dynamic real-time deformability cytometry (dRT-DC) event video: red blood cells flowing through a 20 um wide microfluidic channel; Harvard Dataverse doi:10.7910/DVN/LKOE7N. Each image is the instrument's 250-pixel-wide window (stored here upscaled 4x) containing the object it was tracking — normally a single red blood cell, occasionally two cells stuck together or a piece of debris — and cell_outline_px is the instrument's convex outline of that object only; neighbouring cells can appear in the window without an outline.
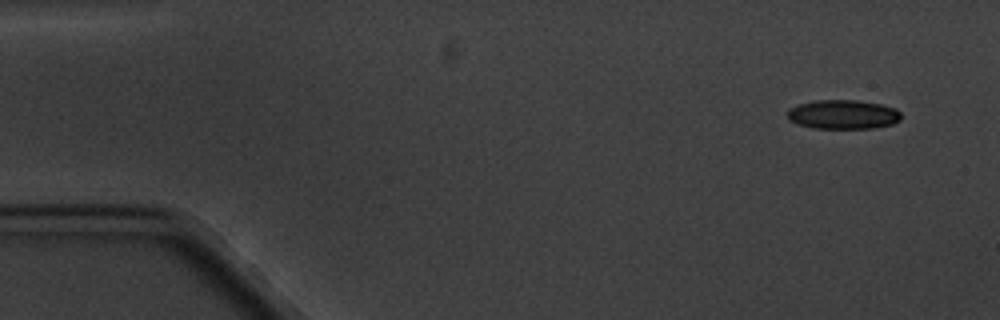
{"species": "common noctule bat (a hibernating species)", "species_latin": "Nyctalus noctula", "temperature_condition": "cold", "stored_images_in_passage": 5, "camera_frame_rate_fps": 3000, "um_per_image_px": 0.085, "animal": {"sex": "male", "body_mass_g": 20.1, "forearm_length_mm": 53.5}, "frame": {"image": 1, "passage_image": 1, "time_ms": 0.0, "image_size_px": [1000, 320], "cell_outline_px": [[900, 120], [892, 124], [872, 128], [812, 128], [788, 120], [788, 108], [800, 104], [816, 100], [856, 100], [880, 104], [896, 108], [900, 112]], "centroid_in_image_um": [71.66, 9.72], "position_along_channel_um": 13.3, "area_um2": 19.25}}